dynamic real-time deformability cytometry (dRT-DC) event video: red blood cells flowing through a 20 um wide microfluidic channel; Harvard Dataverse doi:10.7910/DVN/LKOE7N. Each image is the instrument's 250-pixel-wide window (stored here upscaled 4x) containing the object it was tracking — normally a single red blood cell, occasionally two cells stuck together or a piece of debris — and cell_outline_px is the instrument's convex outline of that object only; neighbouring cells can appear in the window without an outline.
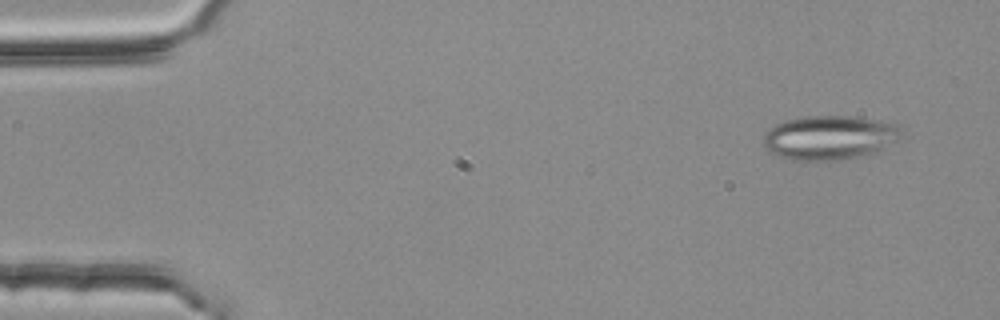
{"species": "common noctule bat (a hibernating species)", "species_latin": "Nyctalus noctula", "temperature_condition": "room temperature", "stored_images_in_passage": 3, "camera_frame_rate_fps": 3000, "um_per_image_px": 0.085, "animal": {"sex": "female", "body_mass_g": 25.1}, "frame": {"image": 1, "passage_image": 1, "time_ms": 0.0, "image_size_px": [1000, 320], "cell_outline_px": [[904, 140], [876, 152], [860, 156], [840, 160], [792, 160], [768, 152], [764, 148], [764, 132], [776, 124], [784, 120], [804, 116], [852, 116], [896, 124], [904, 128]], "centroid_in_image_um": [70.58, 11.69], "position_along_channel_um": 14.4, "area_um2": 36.18}}